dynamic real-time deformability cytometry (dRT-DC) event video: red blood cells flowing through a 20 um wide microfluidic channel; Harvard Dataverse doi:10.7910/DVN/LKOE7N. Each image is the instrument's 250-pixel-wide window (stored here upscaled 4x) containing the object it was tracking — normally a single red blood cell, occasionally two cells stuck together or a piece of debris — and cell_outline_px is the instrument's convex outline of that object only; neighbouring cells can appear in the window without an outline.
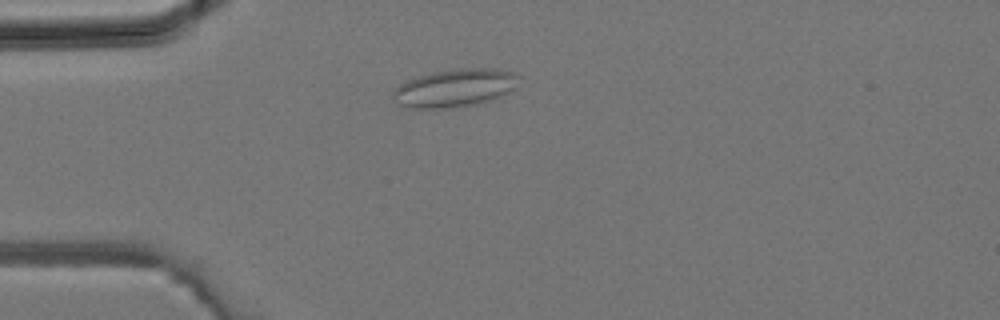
{"species": "common noctule bat (a hibernating species)", "species_latin": "Nyctalus noctula", "temperature_condition": "room temperature", "stored_images_in_passage": 2, "camera_frame_rate_fps": 3000, "um_per_image_px": 0.085, "animal": {"sex": "male", "body_mass_g": 19.2, "forearm_length_mm": 51.8}, "frame": {"image": 1, "passage_image": 2, "time_ms": 0.333, "image_size_px": [1000, 320], "cell_outline_px": [[520, 76], [516, 88], [512, 92], [492, 100], [476, 104], [452, 108], [404, 108], [396, 104], [392, 100], [392, 92], [400, 84], [408, 80], [432, 72], [456, 68], [496, 68], [512, 72]], "centroid_in_image_um": [38.68, 7.49], "position_along_channel_um": 46.3, "area_um2": 28.38}}